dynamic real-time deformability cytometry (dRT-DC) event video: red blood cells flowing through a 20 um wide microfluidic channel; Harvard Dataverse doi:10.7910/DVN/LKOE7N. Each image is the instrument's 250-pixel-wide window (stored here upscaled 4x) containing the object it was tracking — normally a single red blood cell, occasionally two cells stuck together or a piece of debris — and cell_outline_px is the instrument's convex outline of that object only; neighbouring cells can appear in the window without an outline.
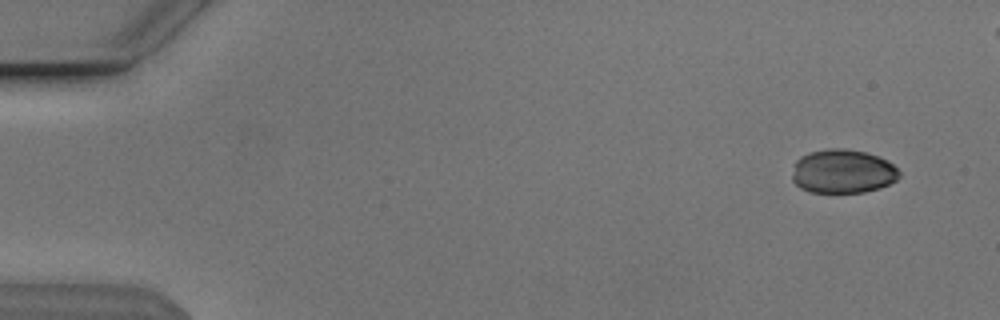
{"species": "Egyptian fruit bat (a non-hibernating species)", "species_latin": "Rousettus aegyptiacus", "temperature_condition": "cold", "stored_images_in_passage": 10, "camera_frame_rate_fps": 3000, "um_per_image_px": 0.085, "animal": {"sex": "male"}, "frame": {"image": 1, "passage_image": 1, "time_ms": 0.0, "image_size_px": [1000, 320], "cell_outline_px": [[900, 176], [896, 180], [880, 188], [864, 192], [812, 192], [800, 188], [792, 180], [792, 176], [796, 160], [800, 156], [808, 152], [828, 148], [844, 148], [868, 152], [888, 160], [900, 172]], "centroid_in_image_um": [71.64, 14.55], "position_along_channel_um": 13.4, "area_um2": 27.57}}